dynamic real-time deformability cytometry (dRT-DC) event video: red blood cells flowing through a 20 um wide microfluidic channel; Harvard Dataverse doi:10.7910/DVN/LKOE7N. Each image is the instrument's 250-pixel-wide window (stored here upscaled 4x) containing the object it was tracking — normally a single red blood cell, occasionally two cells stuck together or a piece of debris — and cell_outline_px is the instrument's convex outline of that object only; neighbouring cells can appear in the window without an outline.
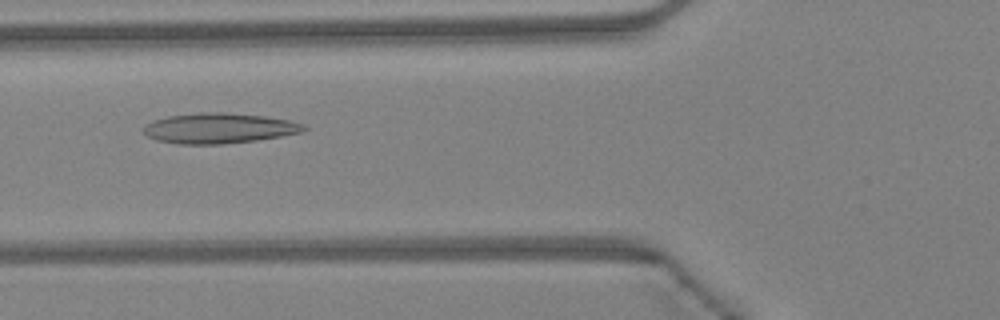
{"species": "Egyptian fruit bat (a non-hibernating species)", "species_latin": "Rousettus aegyptiacus", "temperature_condition": "warm", "stored_images_in_passage": 36, "camera_frame_rate_fps": 3000, "um_per_image_px": 0.085, "animal": {"sex": "female"}, "frame": {"image": 1, "passage_image": 7, "time_ms": 2.0, "image_size_px": [1000, 320], "cell_outline_px": [[308, 128], [304, 132], [256, 140], [224, 144], [176, 144], [156, 140], [148, 136], [144, 132], [144, 124], [152, 120], [168, 116], [200, 112], [224, 112], [264, 116], [288, 120], [300, 124]], "centroid_in_image_um": [18.57, 10.9], "position_along_channel_um": 107.2, "area_um2": 28.32}}
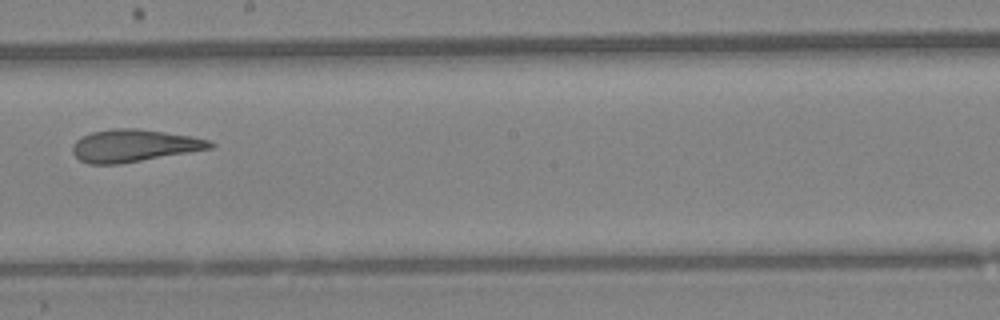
{"frame": {"image": 2, "passage_image": 16, "time_ms": 5.0, "image_size_px": [1000, 320], "cell_outline_px": [[216, 144], [212, 148], [120, 164], [88, 164], [80, 160], [72, 152], [72, 144], [76, 140], [92, 132], [112, 128], [136, 128], [164, 132], [188, 136], [208, 140]], "centroid_in_image_um": [11.34, 12.38], "position_along_channel_um": 236.9, "area_um2": 25.72}}
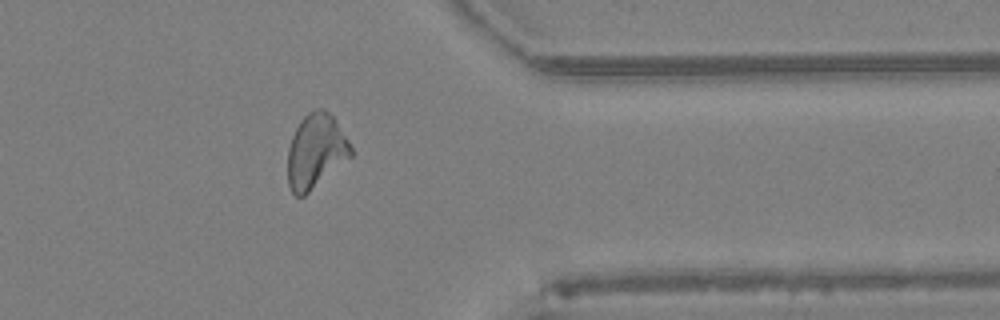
{"frame": {"image": 3, "passage_image": 27, "time_ms": 8.667, "image_size_px": [1000, 320], "cell_outline_px": [[352, 156], [304, 196], [296, 196], [292, 192], [288, 184], [288, 148], [292, 136], [300, 120], [308, 112], [316, 108], [324, 108], [332, 116], [348, 140], [352, 148]], "centroid_in_image_um": [26.83, 12.85], "position_along_channel_um": 384.6, "area_um2": 27.17}, "authors_computed_cell_mechanics": {"area_um2": 26.588, "velocity_mm_per_s": 4.3464, "shape_relaxation_time_tau1_ms": null, "shape_relaxation_time_tau2_ms": 1.8558, "deformation_change_tau1": null, "deformation_change_tau2": 0.1146}}